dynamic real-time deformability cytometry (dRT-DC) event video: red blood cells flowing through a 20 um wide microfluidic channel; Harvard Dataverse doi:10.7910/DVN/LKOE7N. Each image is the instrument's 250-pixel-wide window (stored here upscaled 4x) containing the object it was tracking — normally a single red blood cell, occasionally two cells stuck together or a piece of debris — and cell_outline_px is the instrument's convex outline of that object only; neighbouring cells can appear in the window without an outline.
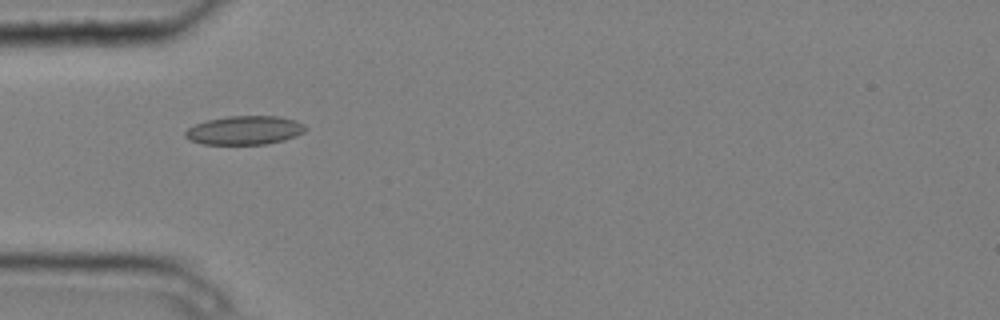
{"species": "common noctule bat (a hibernating species)", "species_latin": "Nyctalus noctula", "temperature_condition": "cold", "stored_images_in_passage": 1, "camera_frame_rate_fps": 3000, "um_per_image_px": 0.085, "animal": {"sex": "male", "body_mass_g": 20.4}, "frame": {"image": 1, "passage_image": 1, "time_ms": 0.0, "image_size_px": [1000, 320], "cell_outline_px": [[308, 128], [304, 132], [296, 136], [284, 140], [268, 144], [204, 144], [188, 140], [184, 136], [184, 132], [188, 128], [196, 124], [208, 120], [228, 116], [280, 116], [296, 120], [304, 124]], "centroid_in_image_um": [20.82, 11.07], "position_along_channel_um": 64.2, "area_um2": 20.29}}